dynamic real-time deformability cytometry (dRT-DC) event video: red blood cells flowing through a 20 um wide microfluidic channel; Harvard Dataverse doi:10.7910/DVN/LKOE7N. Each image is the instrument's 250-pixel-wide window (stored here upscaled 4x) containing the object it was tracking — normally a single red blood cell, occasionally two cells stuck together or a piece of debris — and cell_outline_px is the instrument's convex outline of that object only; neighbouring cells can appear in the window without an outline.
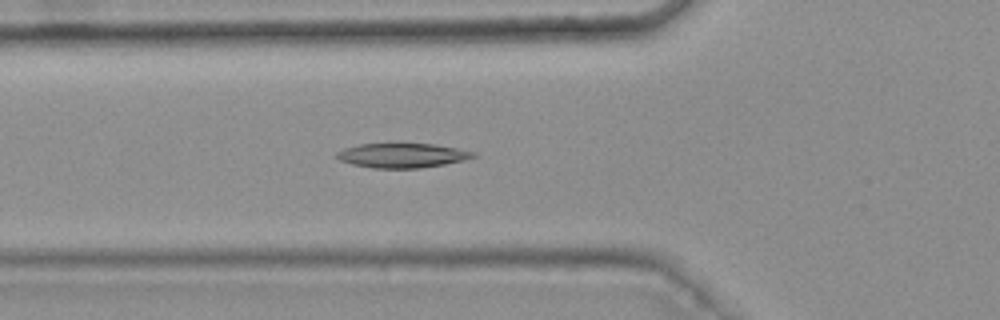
{"species": "common noctule bat (a hibernating species)", "species_latin": "Nyctalus noctula", "temperature_condition": "warm", "stored_images_in_passage": 47, "camera_frame_rate_fps": 3000, "um_per_image_px": 0.085, "animal": {"sex": "female", "body_mass_g": 25.1}, "frame": {"image": 1, "passage_image": 19, "time_ms": 6.0, "image_size_px": [1000, 320], "cell_outline_px": [[476, 156], [464, 160], [444, 164], [420, 168], [372, 168], [352, 164], [340, 160], [336, 156], [336, 152], [344, 148], [360, 144], [436, 144], [476, 152]], "centroid_in_image_um": [34.19, 13.21], "position_along_channel_um": 91.6, "area_um2": 19.36}}
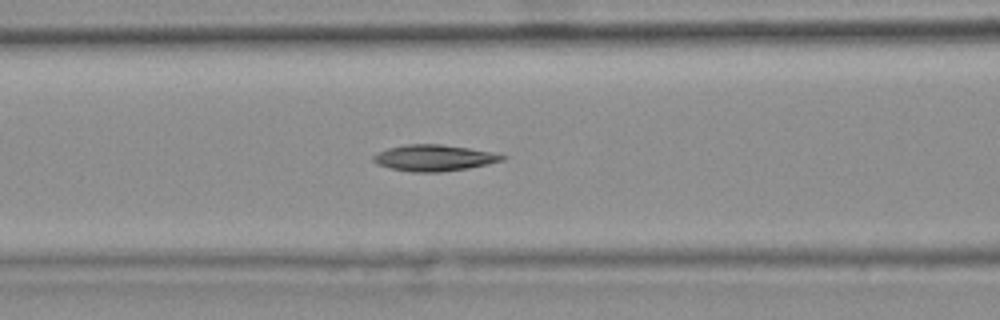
{"frame": {"image": 2, "passage_image": 22, "time_ms": 7.0, "image_size_px": [1000, 320], "cell_outline_px": [[508, 156], [504, 160], [488, 164], [468, 168], [440, 172], [412, 172], [392, 168], [376, 164], [372, 160], [372, 156], [376, 152], [388, 148], [404, 144], [440, 144], [468, 148], [492, 152]], "centroid_in_image_um": [36.87, 13.41], "position_along_channel_um": 129.7, "area_um2": 19.77}}
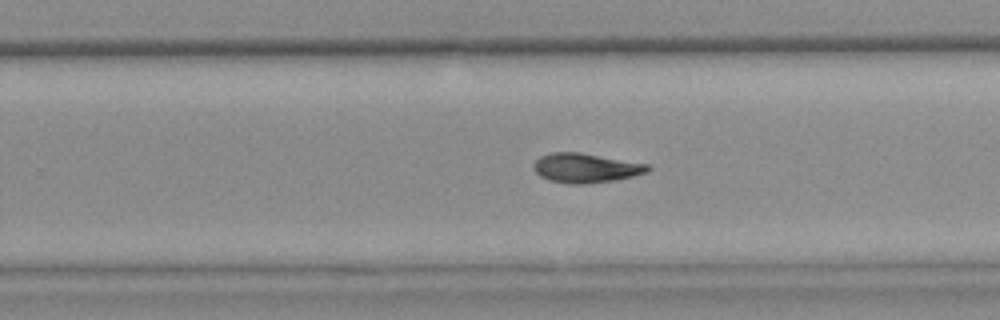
{"frame": {"image": 3, "passage_image": 34, "time_ms": 11.0, "image_size_px": [1000, 320], "cell_outline_px": [[652, 168], [648, 172], [616, 180], [588, 184], [568, 184], [552, 180], [540, 176], [532, 168], [532, 164], [540, 156], [552, 152], [580, 152], [648, 164]], "centroid_in_image_um": [49.78, 14.28], "position_along_channel_um": 280.0, "area_um2": 19.65}}